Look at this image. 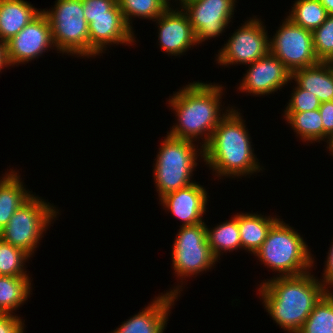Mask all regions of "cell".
<instances>
[{"label": "cell", "mask_w": 333, "mask_h": 333, "mask_svg": "<svg viewBox=\"0 0 333 333\" xmlns=\"http://www.w3.org/2000/svg\"><path fill=\"white\" fill-rule=\"evenodd\" d=\"M172 248V266L180 283L186 276L190 278L211 270L218 262L207 242L206 223L180 226Z\"/></svg>", "instance_id": "8"}, {"label": "cell", "mask_w": 333, "mask_h": 333, "mask_svg": "<svg viewBox=\"0 0 333 333\" xmlns=\"http://www.w3.org/2000/svg\"><path fill=\"white\" fill-rule=\"evenodd\" d=\"M172 7V8H171ZM161 50L171 56L184 54L191 46L198 45L187 14L179 7H168L156 20Z\"/></svg>", "instance_id": "15"}, {"label": "cell", "mask_w": 333, "mask_h": 333, "mask_svg": "<svg viewBox=\"0 0 333 333\" xmlns=\"http://www.w3.org/2000/svg\"><path fill=\"white\" fill-rule=\"evenodd\" d=\"M169 7H170V4H171V0H163ZM173 1H175V2H177V0H173Z\"/></svg>", "instance_id": "39"}, {"label": "cell", "mask_w": 333, "mask_h": 333, "mask_svg": "<svg viewBox=\"0 0 333 333\" xmlns=\"http://www.w3.org/2000/svg\"><path fill=\"white\" fill-rule=\"evenodd\" d=\"M325 142L327 143L326 148L329 149V151L331 152L330 154L333 155V133L328 136Z\"/></svg>", "instance_id": "37"}, {"label": "cell", "mask_w": 333, "mask_h": 333, "mask_svg": "<svg viewBox=\"0 0 333 333\" xmlns=\"http://www.w3.org/2000/svg\"><path fill=\"white\" fill-rule=\"evenodd\" d=\"M223 88L221 84H207L198 80L170 96L168 106L175 111L178 122L167 135L194 142L201 138L202 142L199 144L203 148L209 142L213 130L232 108L228 106L225 112L221 108Z\"/></svg>", "instance_id": "1"}, {"label": "cell", "mask_w": 333, "mask_h": 333, "mask_svg": "<svg viewBox=\"0 0 333 333\" xmlns=\"http://www.w3.org/2000/svg\"><path fill=\"white\" fill-rule=\"evenodd\" d=\"M284 118L290 124L296 136L303 142L324 141V127L319 109L304 112H284Z\"/></svg>", "instance_id": "24"}, {"label": "cell", "mask_w": 333, "mask_h": 333, "mask_svg": "<svg viewBox=\"0 0 333 333\" xmlns=\"http://www.w3.org/2000/svg\"><path fill=\"white\" fill-rule=\"evenodd\" d=\"M238 90L253 96L269 95L291 83V72L271 52L248 64Z\"/></svg>", "instance_id": "13"}, {"label": "cell", "mask_w": 333, "mask_h": 333, "mask_svg": "<svg viewBox=\"0 0 333 333\" xmlns=\"http://www.w3.org/2000/svg\"><path fill=\"white\" fill-rule=\"evenodd\" d=\"M329 15H333V0H319Z\"/></svg>", "instance_id": "36"}, {"label": "cell", "mask_w": 333, "mask_h": 333, "mask_svg": "<svg viewBox=\"0 0 333 333\" xmlns=\"http://www.w3.org/2000/svg\"><path fill=\"white\" fill-rule=\"evenodd\" d=\"M280 218L255 213H238V227L242 250L253 255L260 249L271 227Z\"/></svg>", "instance_id": "21"}, {"label": "cell", "mask_w": 333, "mask_h": 333, "mask_svg": "<svg viewBox=\"0 0 333 333\" xmlns=\"http://www.w3.org/2000/svg\"><path fill=\"white\" fill-rule=\"evenodd\" d=\"M291 80L316 95L321 103L333 101V62L320 61L316 65L294 70Z\"/></svg>", "instance_id": "18"}, {"label": "cell", "mask_w": 333, "mask_h": 333, "mask_svg": "<svg viewBox=\"0 0 333 333\" xmlns=\"http://www.w3.org/2000/svg\"><path fill=\"white\" fill-rule=\"evenodd\" d=\"M29 276L0 275V313L13 314L27 300L31 292Z\"/></svg>", "instance_id": "22"}, {"label": "cell", "mask_w": 333, "mask_h": 333, "mask_svg": "<svg viewBox=\"0 0 333 333\" xmlns=\"http://www.w3.org/2000/svg\"><path fill=\"white\" fill-rule=\"evenodd\" d=\"M117 3L132 30V17L154 21L169 7L163 0H117Z\"/></svg>", "instance_id": "27"}, {"label": "cell", "mask_w": 333, "mask_h": 333, "mask_svg": "<svg viewBox=\"0 0 333 333\" xmlns=\"http://www.w3.org/2000/svg\"><path fill=\"white\" fill-rule=\"evenodd\" d=\"M290 98L291 99L287 103L288 105L284 112H304L317 110L321 104L316 95L300 88L297 84L295 85Z\"/></svg>", "instance_id": "30"}, {"label": "cell", "mask_w": 333, "mask_h": 333, "mask_svg": "<svg viewBox=\"0 0 333 333\" xmlns=\"http://www.w3.org/2000/svg\"><path fill=\"white\" fill-rule=\"evenodd\" d=\"M298 333H333V291H327L315 304Z\"/></svg>", "instance_id": "26"}, {"label": "cell", "mask_w": 333, "mask_h": 333, "mask_svg": "<svg viewBox=\"0 0 333 333\" xmlns=\"http://www.w3.org/2000/svg\"><path fill=\"white\" fill-rule=\"evenodd\" d=\"M312 34L313 48L318 60L333 62V15H328Z\"/></svg>", "instance_id": "29"}, {"label": "cell", "mask_w": 333, "mask_h": 333, "mask_svg": "<svg viewBox=\"0 0 333 333\" xmlns=\"http://www.w3.org/2000/svg\"><path fill=\"white\" fill-rule=\"evenodd\" d=\"M30 257L24 250L14 247L0 238V275L28 276L24 265Z\"/></svg>", "instance_id": "28"}, {"label": "cell", "mask_w": 333, "mask_h": 333, "mask_svg": "<svg viewBox=\"0 0 333 333\" xmlns=\"http://www.w3.org/2000/svg\"><path fill=\"white\" fill-rule=\"evenodd\" d=\"M206 189L197 182H194L177 191L170 192L159 199L164 209L171 212L183 223L180 226H191L202 221L206 214L208 200Z\"/></svg>", "instance_id": "17"}, {"label": "cell", "mask_w": 333, "mask_h": 333, "mask_svg": "<svg viewBox=\"0 0 333 333\" xmlns=\"http://www.w3.org/2000/svg\"><path fill=\"white\" fill-rule=\"evenodd\" d=\"M311 272L274 276L259 285L260 300L271 319L288 333H298L315 304L327 292Z\"/></svg>", "instance_id": "2"}, {"label": "cell", "mask_w": 333, "mask_h": 333, "mask_svg": "<svg viewBox=\"0 0 333 333\" xmlns=\"http://www.w3.org/2000/svg\"><path fill=\"white\" fill-rule=\"evenodd\" d=\"M261 264L277 276H298L314 268V257L303 237L279 219L270 229L260 249L254 254Z\"/></svg>", "instance_id": "4"}, {"label": "cell", "mask_w": 333, "mask_h": 333, "mask_svg": "<svg viewBox=\"0 0 333 333\" xmlns=\"http://www.w3.org/2000/svg\"><path fill=\"white\" fill-rule=\"evenodd\" d=\"M206 237L209 247L217 260L224 252L242 249L238 227V213L232 219L222 222L211 230L206 225ZM224 251V252H223Z\"/></svg>", "instance_id": "23"}, {"label": "cell", "mask_w": 333, "mask_h": 333, "mask_svg": "<svg viewBox=\"0 0 333 333\" xmlns=\"http://www.w3.org/2000/svg\"><path fill=\"white\" fill-rule=\"evenodd\" d=\"M270 52L292 73L320 61L313 48V34L285 18L275 35L270 37Z\"/></svg>", "instance_id": "10"}, {"label": "cell", "mask_w": 333, "mask_h": 333, "mask_svg": "<svg viewBox=\"0 0 333 333\" xmlns=\"http://www.w3.org/2000/svg\"><path fill=\"white\" fill-rule=\"evenodd\" d=\"M166 136L161 141L158 154L154 159L156 161L153 164L155 166L153 177L159 199L170 192L194 183L191 178L198 164L196 163L197 158L200 155L203 158V148L198 149L199 145L196 146L194 141Z\"/></svg>", "instance_id": "5"}, {"label": "cell", "mask_w": 333, "mask_h": 333, "mask_svg": "<svg viewBox=\"0 0 333 333\" xmlns=\"http://www.w3.org/2000/svg\"><path fill=\"white\" fill-rule=\"evenodd\" d=\"M241 114L231 108L203 147L202 159L219 179L251 176L264 169L254 154L251 137L244 123L246 120Z\"/></svg>", "instance_id": "3"}, {"label": "cell", "mask_w": 333, "mask_h": 333, "mask_svg": "<svg viewBox=\"0 0 333 333\" xmlns=\"http://www.w3.org/2000/svg\"><path fill=\"white\" fill-rule=\"evenodd\" d=\"M235 2L237 1L196 0L182 8L190 20L198 45L225 32L233 19Z\"/></svg>", "instance_id": "11"}, {"label": "cell", "mask_w": 333, "mask_h": 333, "mask_svg": "<svg viewBox=\"0 0 333 333\" xmlns=\"http://www.w3.org/2000/svg\"><path fill=\"white\" fill-rule=\"evenodd\" d=\"M327 254V261H325V268L323 270L324 273H322L323 278L320 279V282L324 285V288L327 291H330L333 288V242H331V247L329 248Z\"/></svg>", "instance_id": "34"}, {"label": "cell", "mask_w": 333, "mask_h": 333, "mask_svg": "<svg viewBox=\"0 0 333 333\" xmlns=\"http://www.w3.org/2000/svg\"><path fill=\"white\" fill-rule=\"evenodd\" d=\"M41 12L25 0H0V40L6 43Z\"/></svg>", "instance_id": "19"}, {"label": "cell", "mask_w": 333, "mask_h": 333, "mask_svg": "<svg viewBox=\"0 0 333 333\" xmlns=\"http://www.w3.org/2000/svg\"><path fill=\"white\" fill-rule=\"evenodd\" d=\"M0 178V232L5 228L16 210L33 194L23 185L20 175L13 169Z\"/></svg>", "instance_id": "20"}, {"label": "cell", "mask_w": 333, "mask_h": 333, "mask_svg": "<svg viewBox=\"0 0 333 333\" xmlns=\"http://www.w3.org/2000/svg\"><path fill=\"white\" fill-rule=\"evenodd\" d=\"M14 314L0 313V333H24L25 321Z\"/></svg>", "instance_id": "32"}, {"label": "cell", "mask_w": 333, "mask_h": 333, "mask_svg": "<svg viewBox=\"0 0 333 333\" xmlns=\"http://www.w3.org/2000/svg\"><path fill=\"white\" fill-rule=\"evenodd\" d=\"M264 22L256 16L246 20L216 54L220 66L248 65L270 52V38Z\"/></svg>", "instance_id": "9"}, {"label": "cell", "mask_w": 333, "mask_h": 333, "mask_svg": "<svg viewBox=\"0 0 333 333\" xmlns=\"http://www.w3.org/2000/svg\"><path fill=\"white\" fill-rule=\"evenodd\" d=\"M183 286H174L173 290L161 293L148 306L133 315L111 333H163L170 316V309L174 307ZM169 314V315H168Z\"/></svg>", "instance_id": "16"}, {"label": "cell", "mask_w": 333, "mask_h": 333, "mask_svg": "<svg viewBox=\"0 0 333 333\" xmlns=\"http://www.w3.org/2000/svg\"><path fill=\"white\" fill-rule=\"evenodd\" d=\"M53 205L34 194L12 215L0 232V238L32 257L41 238L44 237L43 233L59 214V210Z\"/></svg>", "instance_id": "7"}, {"label": "cell", "mask_w": 333, "mask_h": 333, "mask_svg": "<svg viewBox=\"0 0 333 333\" xmlns=\"http://www.w3.org/2000/svg\"><path fill=\"white\" fill-rule=\"evenodd\" d=\"M51 26L46 15L41 12L17 35L6 42L7 60L11 66L26 64L53 49ZM26 62V63H25Z\"/></svg>", "instance_id": "12"}, {"label": "cell", "mask_w": 333, "mask_h": 333, "mask_svg": "<svg viewBox=\"0 0 333 333\" xmlns=\"http://www.w3.org/2000/svg\"><path fill=\"white\" fill-rule=\"evenodd\" d=\"M88 26L89 57L99 56L113 44L126 46L136 42L134 31L126 23L118 3L110 10V16L89 17Z\"/></svg>", "instance_id": "14"}, {"label": "cell", "mask_w": 333, "mask_h": 333, "mask_svg": "<svg viewBox=\"0 0 333 333\" xmlns=\"http://www.w3.org/2000/svg\"><path fill=\"white\" fill-rule=\"evenodd\" d=\"M319 112L324 127V142L333 133V101L322 102Z\"/></svg>", "instance_id": "33"}, {"label": "cell", "mask_w": 333, "mask_h": 333, "mask_svg": "<svg viewBox=\"0 0 333 333\" xmlns=\"http://www.w3.org/2000/svg\"><path fill=\"white\" fill-rule=\"evenodd\" d=\"M287 18L306 30L313 32L328 17L319 0H296Z\"/></svg>", "instance_id": "25"}, {"label": "cell", "mask_w": 333, "mask_h": 333, "mask_svg": "<svg viewBox=\"0 0 333 333\" xmlns=\"http://www.w3.org/2000/svg\"><path fill=\"white\" fill-rule=\"evenodd\" d=\"M42 12L49 20L57 53L89 58V26L82 0H56L52 10Z\"/></svg>", "instance_id": "6"}, {"label": "cell", "mask_w": 333, "mask_h": 333, "mask_svg": "<svg viewBox=\"0 0 333 333\" xmlns=\"http://www.w3.org/2000/svg\"><path fill=\"white\" fill-rule=\"evenodd\" d=\"M179 1V6L180 8L182 9L186 4L190 3V2H193V1H196V0H177ZM181 3V4H180Z\"/></svg>", "instance_id": "38"}, {"label": "cell", "mask_w": 333, "mask_h": 333, "mask_svg": "<svg viewBox=\"0 0 333 333\" xmlns=\"http://www.w3.org/2000/svg\"><path fill=\"white\" fill-rule=\"evenodd\" d=\"M117 0H82L84 16L89 24V17L110 16V10Z\"/></svg>", "instance_id": "31"}, {"label": "cell", "mask_w": 333, "mask_h": 333, "mask_svg": "<svg viewBox=\"0 0 333 333\" xmlns=\"http://www.w3.org/2000/svg\"><path fill=\"white\" fill-rule=\"evenodd\" d=\"M4 67H10L7 60L6 43L0 40V72Z\"/></svg>", "instance_id": "35"}]
</instances>
